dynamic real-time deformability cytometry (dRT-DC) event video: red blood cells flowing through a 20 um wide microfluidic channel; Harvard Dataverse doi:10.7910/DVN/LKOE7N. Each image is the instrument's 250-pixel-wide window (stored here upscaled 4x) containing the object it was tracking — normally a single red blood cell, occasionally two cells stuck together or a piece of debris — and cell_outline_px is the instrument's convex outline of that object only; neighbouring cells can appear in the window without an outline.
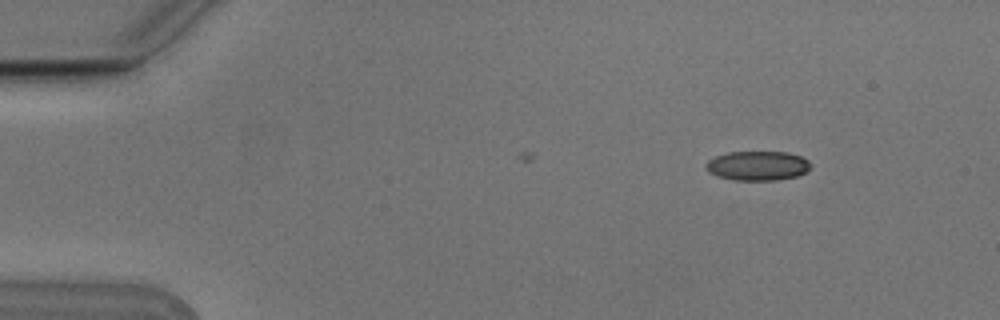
{"species": "Egyptian fruit bat (a non-hibernating species)", "species_latin": "Rousettus aegyptiacus", "temperature_condition": "cold", "stored_images_in_passage": 3, "camera_frame_rate_fps": 3000, "um_per_image_px": 0.085, "animal": {"sex": "male"}, "frame": {"image": 1, "passage_image": 1, "time_ms": 0.0, "image_size_px": [1000, 320], "cell_outline_px": [[812, 168], [808, 172], [800, 176], [776, 180], [732, 180], [716, 176], [708, 172], [704, 168], [704, 164], [708, 160], [716, 156], [728, 152], [788, 152], [800, 156], [808, 160], [812, 164]], "centroid_in_image_um": [64.41, 14.1], "position_along_channel_um": 20.6, "area_um2": 18.38}}